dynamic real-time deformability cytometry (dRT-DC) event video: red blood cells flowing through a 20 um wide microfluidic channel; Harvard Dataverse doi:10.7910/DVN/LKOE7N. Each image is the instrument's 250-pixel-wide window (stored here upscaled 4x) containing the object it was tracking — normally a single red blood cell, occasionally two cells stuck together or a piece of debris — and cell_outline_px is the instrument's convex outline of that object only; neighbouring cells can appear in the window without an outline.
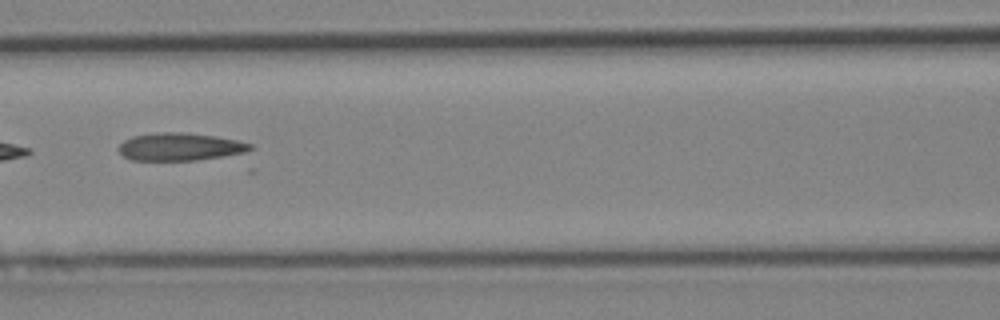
{"species": "Egyptian fruit bat (a non-hibernating species)", "species_latin": "Rousettus aegyptiacus", "temperature_condition": "cold", "stored_images_in_passage": 6, "camera_frame_rate_fps": 3000, "um_per_image_px": 0.085, "animal": {"sex": "female"}, "frame": {"image": 1, "passage_image": 6, "time_ms": 6.0, "image_size_px": [1000, 320], "cell_outline_px": [[256, 172], [248, 172], [132, 160], [124, 156], [116, 148], [124, 140], [132, 136], [160, 132], [180, 132], [216, 136], [236, 140], [252, 144], [256, 148]], "centroid_in_image_um": [16.23, 12.82], "position_along_channel_um": 150.4, "area_um2": 29.07}}